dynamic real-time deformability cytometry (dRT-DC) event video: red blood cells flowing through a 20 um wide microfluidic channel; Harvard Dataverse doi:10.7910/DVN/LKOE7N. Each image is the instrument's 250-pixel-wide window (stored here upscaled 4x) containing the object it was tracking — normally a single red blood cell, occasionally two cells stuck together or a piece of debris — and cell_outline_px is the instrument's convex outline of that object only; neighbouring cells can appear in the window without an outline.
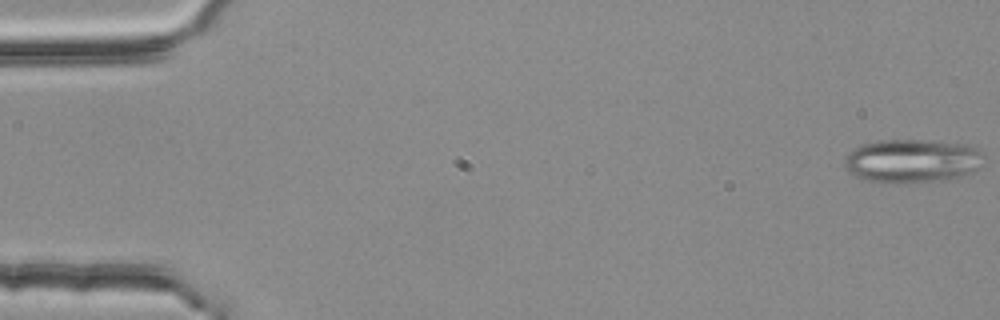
{"species": "common noctule bat (a hibernating species)", "species_latin": "Nyctalus noctula", "temperature_condition": "room temperature", "stored_images_in_passage": 16, "camera_frame_rate_fps": 3000, "um_per_image_px": 0.085, "animal": {"sex": "female", "body_mass_g": 25.1}, "frame": {"image": 1, "passage_image": 1, "time_ms": 0.0, "image_size_px": [1000, 320], "cell_outline_px": [[980, 168], [972, 172], [960, 176], [940, 180], [888, 184], [884, 184], [868, 180], [856, 176], [848, 172], [844, 164], [844, 156], [852, 148], [860, 144], [880, 140], [936, 140], [972, 144], [980, 152]], "centroid_in_image_um": [77.48, 13.66], "position_along_channel_um": 7.5, "area_um2": 35.84}}